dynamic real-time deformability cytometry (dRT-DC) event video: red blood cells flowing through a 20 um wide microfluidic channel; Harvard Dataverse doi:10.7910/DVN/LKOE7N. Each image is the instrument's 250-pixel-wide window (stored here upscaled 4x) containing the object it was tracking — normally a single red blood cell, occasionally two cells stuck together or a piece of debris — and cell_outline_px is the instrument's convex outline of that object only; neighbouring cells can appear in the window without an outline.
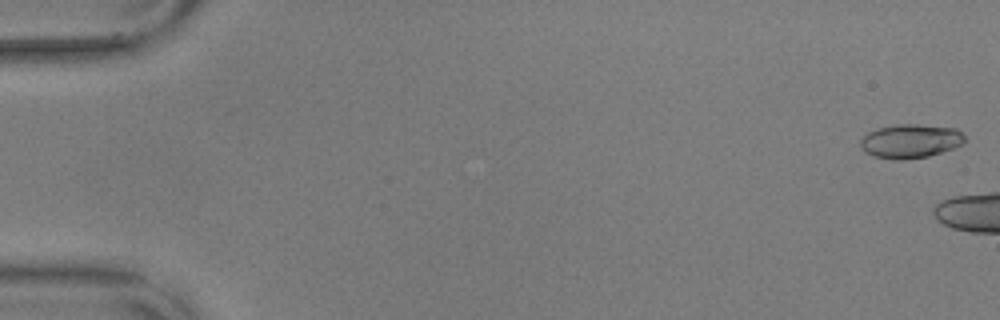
{"species": "common noctule bat (a hibernating species)", "species_latin": "Nyctalus noctula", "temperature_condition": "warm", "stored_images_in_passage": 6, "camera_frame_rate_fps": 3000, "um_per_image_px": 0.085, "animal": {"sex": "male", "body_mass_g": 17.9, "forearm_length_mm": 54.2}, "frame": {"image": 1, "passage_image": 1, "time_ms": 0.0, "image_size_px": [1000, 320], "cell_outline_px": [[964, 144], [928, 156], [904, 160], [892, 160], [872, 156], [864, 152], [860, 144], [860, 140], [868, 132], [880, 128], [896, 124], [916, 124], [956, 128], [964, 136]], "centroid_in_image_um": [77.36, 12.0], "position_along_channel_um": 7.6, "area_um2": 20.63}}